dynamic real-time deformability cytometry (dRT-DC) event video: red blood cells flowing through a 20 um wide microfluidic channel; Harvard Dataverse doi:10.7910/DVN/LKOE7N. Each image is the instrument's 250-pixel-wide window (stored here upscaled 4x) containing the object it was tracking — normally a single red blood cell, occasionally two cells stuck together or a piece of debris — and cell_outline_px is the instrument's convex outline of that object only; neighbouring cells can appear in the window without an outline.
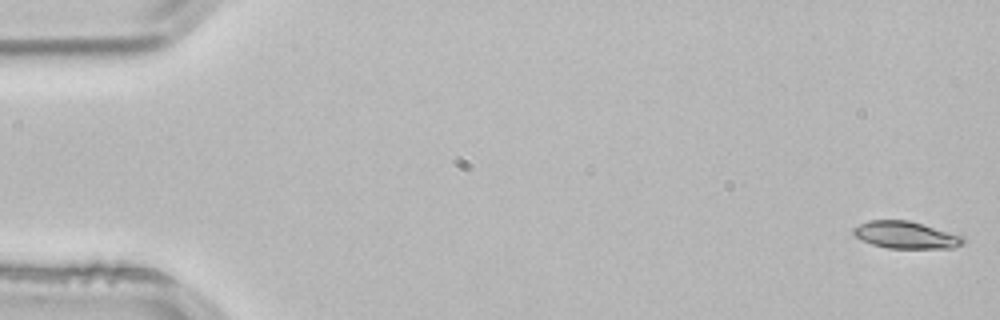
{"species": "common noctule bat (a hibernating species)", "species_latin": "Nyctalus noctula", "temperature_condition": "room temperature", "stored_images_in_passage": 53, "camera_frame_rate_fps": 3000, "um_per_image_px": 0.085, "animal": {"sex": "male", "body_mass_g": 21.5, "forearm_length_mm": 52.0}, "frame": {"image": 1, "passage_image": 1, "time_ms": 0.0, "image_size_px": [1000, 320], "cell_outline_px": [[968, 240], [964, 244], [952, 248], [888, 248], [872, 244], [860, 240], [852, 232], [852, 228], [868, 220], [908, 220], [964, 236]], "centroid_in_image_um": [77.01, 19.98], "position_along_channel_um": 8.0, "area_um2": 17.46}}
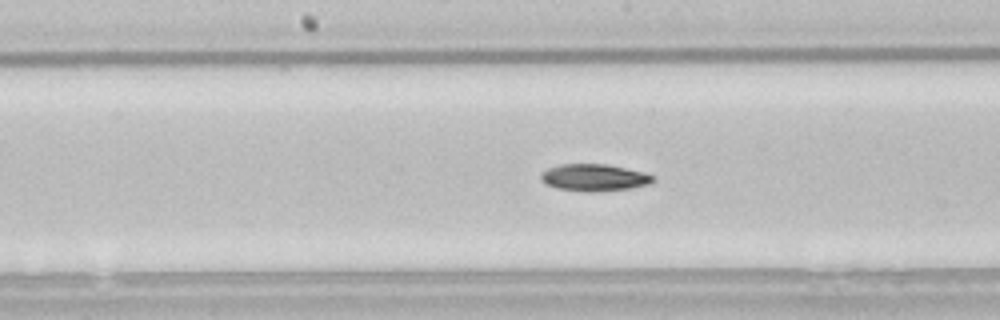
{"frame": {"image": 2, "passage_image": 27, "time_ms": 8.667, "image_size_px": [1000, 320], "cell_outline_px": [[656, 180], [648, 184], [632, 188], [592, 192], [584, 192], [556, 188], [544, 184], [540, 180], [540, 176], [548, 168], [560, 164], [604, 164], [644, 172], [656, 176]], "centroid_in_image_um": [50.5, 15.1], "position_along_channel_um": 197.7, "area_um2": 17.74}}
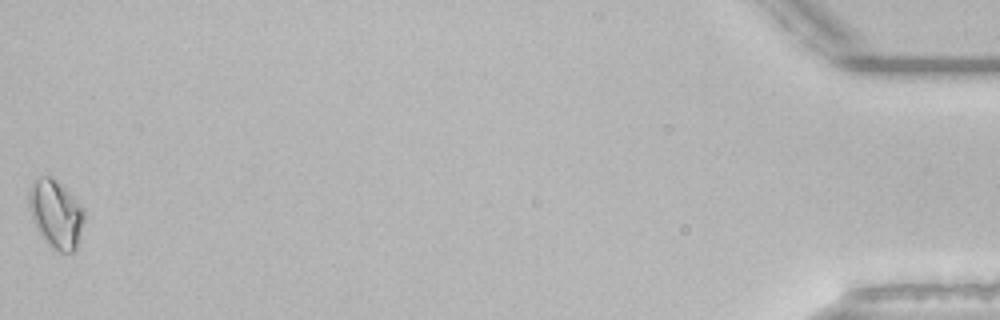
{"frame": {"image": 3, "passage_image": 53, "time_ms": 17.333, "image_size_px": [1000, 320], "cell_outline_px": [[84, 220], [76, 248], [72, 252], [60, 252], [48, 244], [36, 228], [28, 208], [28, 188], [32, 180], [40, 176], [48, 176], [64, 188], [84, 208]], "centroid_in_image_um": [4.71, 18.17], "position_along_channel_um": 430.5, "area_um2": 21.73}, "authors_computed_cell_mechanics": {"area_um2": 17.4556, "velocity_mm_per_s": 3.8393, "shape_relaxation_time_tau1_ms": 4.174, "shape_relaxation_time_tau2_ms": null, "deformation_change_tau1": 0.1031, "deformation_change_tau2": null}}